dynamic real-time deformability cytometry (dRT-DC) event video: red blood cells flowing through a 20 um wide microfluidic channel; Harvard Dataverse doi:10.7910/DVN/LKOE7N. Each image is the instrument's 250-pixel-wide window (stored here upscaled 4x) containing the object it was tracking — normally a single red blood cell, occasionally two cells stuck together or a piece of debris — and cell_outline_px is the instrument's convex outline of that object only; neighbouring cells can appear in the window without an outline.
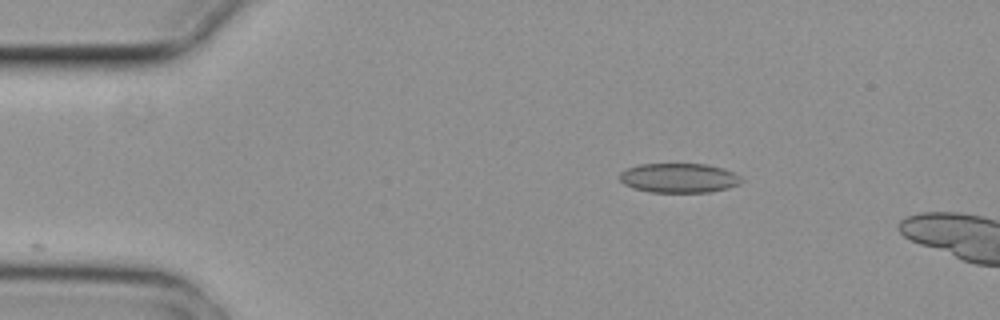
{"species": "common noctule bat (a hibernating species)", "species_latin": "Nyctalus noctula", "temperature_condition": "cold", "stored_images_in_passage": 3, "camera_frame_rate_fps": 3000, "um_per_image_px": 0.085, "animal": {"sex": "female", "body_mass_g": 29.2, "forearm_length_mm": 56.3}, "frame": {"image": 1, "passage_image": 1, "time_ms": 0.0, "image_size_px": [1000, 320], "cell_outline_px": [[744, 180], [740, 184], [728, 188], [708, 192], [648, 192], [632, 188], [624, 184], [620, 180], [620, 172], [628, 168], [640, 164], [708, 164], [724, 168], [740, 176]], "centroid_in_image_um": [57.72, 15.13], "position_along_channel_um": 27.3, "area_um2": 21.04}}